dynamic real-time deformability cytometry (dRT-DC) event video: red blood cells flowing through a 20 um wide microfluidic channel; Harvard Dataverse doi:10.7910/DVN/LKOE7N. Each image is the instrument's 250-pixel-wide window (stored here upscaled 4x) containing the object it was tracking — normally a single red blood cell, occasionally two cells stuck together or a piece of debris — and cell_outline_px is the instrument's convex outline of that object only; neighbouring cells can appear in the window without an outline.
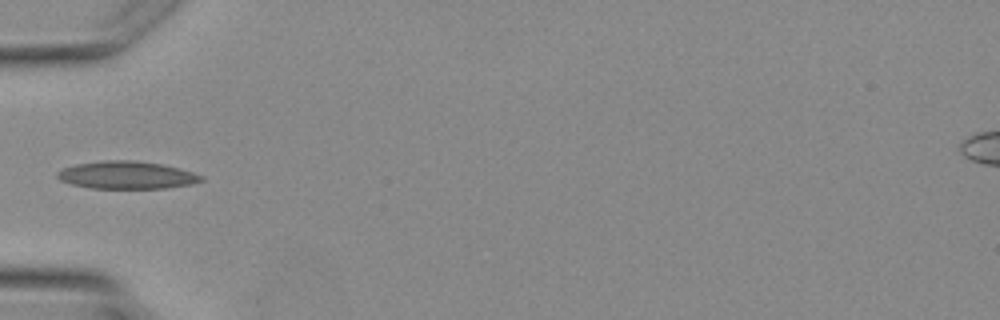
{"species": "Egyptian fruit bat (a non-hibernating species)", "species_latin": "Rousettus aegyptiacus", "temperature_condition": "warm", "stored_images_in_passage": 5, "camera_frame_rate_fps": 3000, "um_per_image_px": 0.085, "animal": {"sex": "female"}, "frame": {"image": 1, "passage_image": 5, "time_ms": 4.667, "image_size_px": [1000, 320], "cell_outline_px": [[204, 180], [192, 184], [168, 188], [92, 188], [72, 184], [60, 180], [56, 176], [56, 172], [64, 168], [76, 164], [104, 160], [136, 160], [160, 164], [192, 172], [204, 176]], "centroid_in_image_um": [10.77, 14.88], "position_along_channel_um": 74.2, "area_um2": 23.06}}